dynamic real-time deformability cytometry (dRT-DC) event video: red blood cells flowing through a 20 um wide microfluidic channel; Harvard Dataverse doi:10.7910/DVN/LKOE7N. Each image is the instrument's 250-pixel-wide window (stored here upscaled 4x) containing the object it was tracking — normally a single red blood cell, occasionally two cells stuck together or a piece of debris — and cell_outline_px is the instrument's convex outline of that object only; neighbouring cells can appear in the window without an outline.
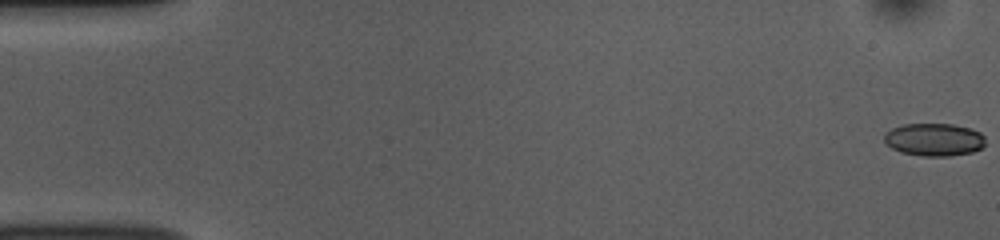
{"species": "common noctule bat (a hibernating species)", "species_latin": "Nyctalus noctula", "temperature_condition": "room temperature", "stored_images_in_passage": 11, "camera_frame_rate_fps": 3000, "um_per_image_px": 0.085, "animal": {"sex": "female", "body_mass_g": 10.0, "forearm_length_mm": 53.1}, "frame": {"image": 1, "passage_image": 1, "time_ms": 0.0, "image_size_px": [1000, 240], "cell_outline_px": [[984, 144], [980, 148], [972, 152], [948, 156], [924, 156], [900, 152], [884, 144], [884, 132], [892, 128], [904, 124], [952, 124], [972, 128], [980, 132], [984, 136]], "centroid_in_image_um": [79.37, 11.86], "position_along_channel_um": 5.6, "area_um2": 19.42}}